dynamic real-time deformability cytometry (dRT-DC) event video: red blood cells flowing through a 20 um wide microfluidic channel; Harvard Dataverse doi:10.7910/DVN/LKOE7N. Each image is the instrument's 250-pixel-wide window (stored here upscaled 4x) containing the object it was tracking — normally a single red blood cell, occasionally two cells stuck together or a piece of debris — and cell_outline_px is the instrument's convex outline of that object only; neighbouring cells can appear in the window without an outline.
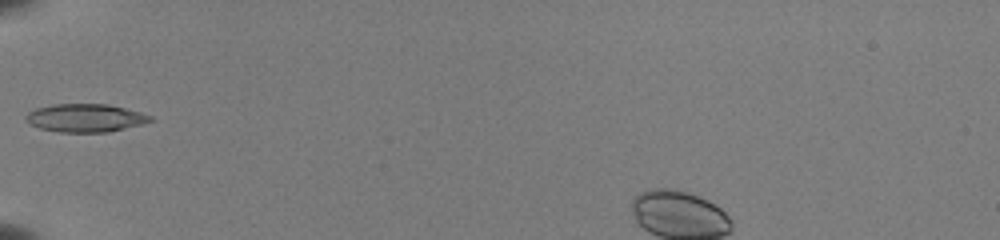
{"species": "common noctule bat (a hibernating species)", "species_latin": "Nyctalus noctula", "temperature_condition": "room temperature", "stored_images_in_passage": 33, "camera_frame_rate_fps": 3000, "um_per_image_px": 0.085, "animal": {"sex": "female", "body_mass_g": 22.0, "forearm_length_mm": 56.7}, "frame": {"image": 1, "passage_image": 1, "time_ms": 0.0, "image_size_px": [1000, 240], "cell_outline_px": [[152, 120], [140, 124], [108, 132], [60, 132], [40, 128], [24, 120], [24, 116], [28, 112], [36, 108], [52, 104], [108, 104], [140, 112], [152, 116]], "centroid_in_image_um": [7.21, 10.02], "position_along_channel_um": 77.8, "area_um2": 20.23}}
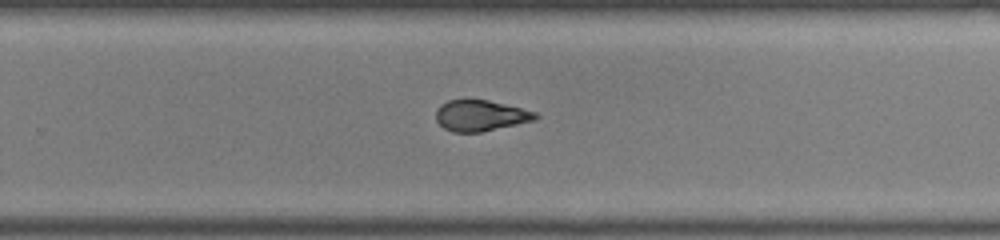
{"frame": {"image": 2, "passage_image": 17, "time_ms": 5.333, "image_size_px": [1000, 240], "cell_outline_px": [[540, 116], [536, 120], [480, 132], [452, 132], [444, 128], [436, 120], [436, 112], [440, 104], [448, 100], [464, 96], [488, 100], [536, 112]], "centroid_in_image_um": [40.8, 9.78], "position_along_channel_um": 289.0, "area_um2": 18.38}}
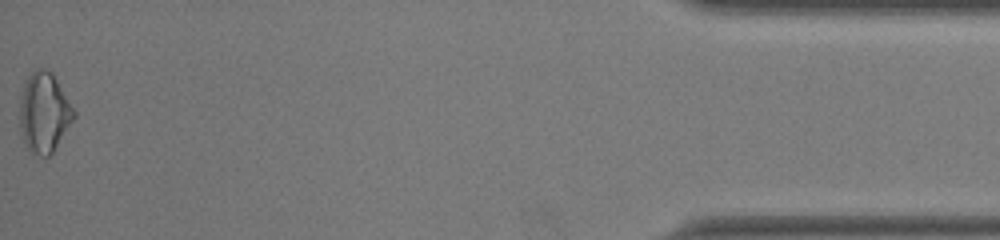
{"frame": {"image": 3, "passage_image": 33, "time_ms": 10.667, "image_size_px": [1000, 240], "cell_outline_px": [[76, 116], [52, 152], [48, 156], [40, 156], [32, 152], [24, 144], [20, 136], [20, 96], [24, 84], [28, 76], [36, 68], [44, 68], [52, 72], [76, 112]], "centroid_in_image_um": [3.73, 9.56], "position_along_channel_um": 431.5, "area_um2": 25.2}, "authors_computed_cell_mechanics": {"area_um2": 19.0162, "velocity_mm_per_s": 3.9858, "shape_relaxation_time_tau1_ms": 6.7146, "shape_relaxation_time_tau2_ms": 0.8234, "deformation_change_tau1": 0.1762, "deformation_change_tau2": 0.0543}}